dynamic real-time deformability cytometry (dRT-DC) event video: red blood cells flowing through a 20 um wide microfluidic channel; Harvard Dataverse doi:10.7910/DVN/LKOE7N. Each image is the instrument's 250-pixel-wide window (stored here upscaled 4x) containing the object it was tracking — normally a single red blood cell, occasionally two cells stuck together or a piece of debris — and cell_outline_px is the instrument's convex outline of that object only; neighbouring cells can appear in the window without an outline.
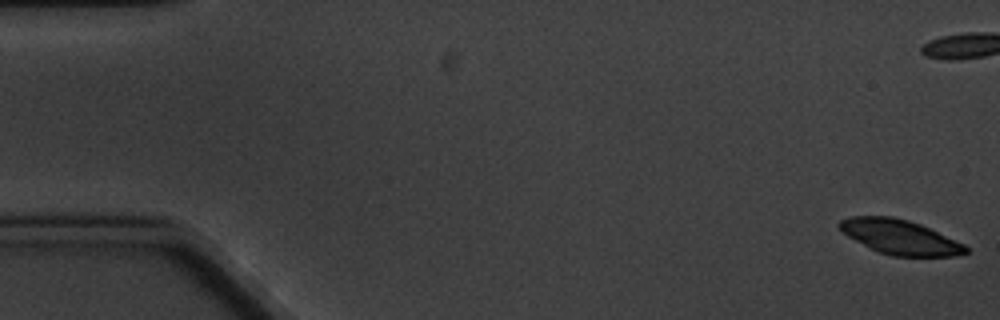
{"species": "common noctule bat (a hibernating species)", "species_latin": "Nyctalus noctula", "temperature_condition": "cold", "stored_images_in_passage": 9, "camera_frame_rate_fps": 3000, "um_per_image_px": 0.085, "animal": {"sex": "male", "body_mass_g": 20.1, "forearm_length_mm": 53.5}, "frame": {"image": 1, "passage_image": 1, "time_ms": 0.0, "image_size_px": [1000, 320], "cell_outline_px": [[968, 252], [952, 256], [892, 256], [868, 248], [848, 236], [836, 224], [840, 220], [852, 216], [892, 216], [908, 220], [920, 224], [964, 244], [968, 248]], "centroid_in_image_um": [76.46, 20.14], "position_along_channel_um": 8.5, "area_um2": 25.26}}